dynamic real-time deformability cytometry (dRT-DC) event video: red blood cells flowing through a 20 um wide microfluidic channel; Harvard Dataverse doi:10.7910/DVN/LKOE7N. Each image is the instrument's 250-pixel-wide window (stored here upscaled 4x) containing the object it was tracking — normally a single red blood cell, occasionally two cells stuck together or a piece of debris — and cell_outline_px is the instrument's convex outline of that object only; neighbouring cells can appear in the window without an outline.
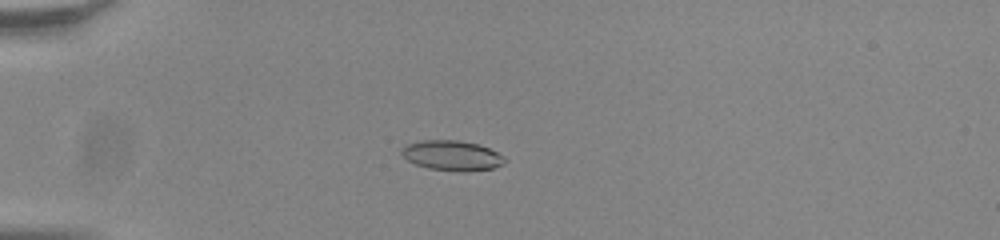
{"species": "common noctule bat (a hibernating species)", "species_latin": "Nyctalus noctula", "temperature_condition": "room temperature", "stored_images_in_passage": 56, "camera_frame_rate_fps": 3000, "um_per_image_px": 0.085, "animal": {"sex": "male", "body_mass_g": 20.0, "forearm_length_mm": 53.3}, "frame": {"image": 1, "passage_image": 17, "time_ms": 5.333, "image_size_px": [1000, 240], "cell_outline_px": [[508, 160], [504, 164], [492, 168], [468, 172], [460, 172], [428, 168], [416, 164], [408, 160], [400, 152], [408, 144], [424, 140], [456, 140], [476, 144], [488, 148], [504, 156]], "centroid_in_image_um": [38.46, 13.24], "position_along_channel_um": 46.5, "area_um2": 17.92}}
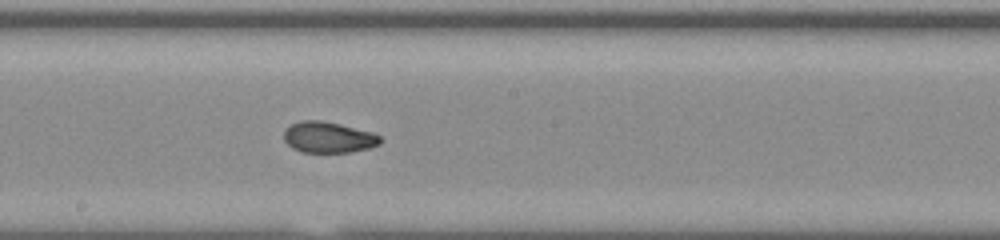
{"frame": {"image": 2, "passage_image": 33, "time_ms": 10.667, "image_size_px": [1000, 240], "cell_outline_px": [[384, 140], [380, 144], [368, 148], [348, 152], [300, 152], [292, 148], [284, 140], [284, 132], [292, 124], [300, 120], [320, 120], [340, 124], [372, 132], [380, 136]], "centroid_in_image_um": [27.92, 11.67], "position_along_channel_um": 220.3, "area_um2": 17.4}}
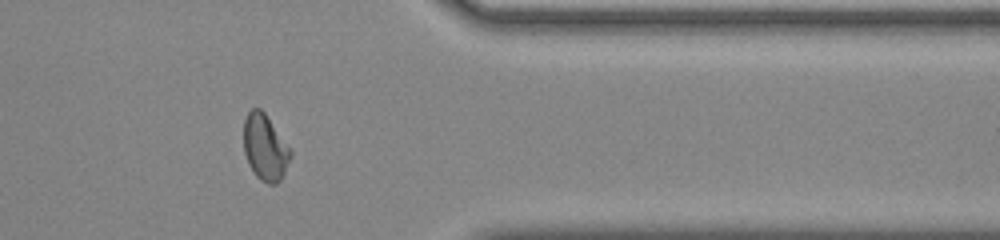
{"frame": {"image": 3, "passage_image": 47, "time_ms": 15.333, "image_size_px": [1000, 240], "cell_outline_px": [[292, 156], [280, 180], [276, 184], [268, 184], [260, 180], [256, 176], [248, 164], [244, 152], [244, 120], [248, 112], [252, 108], [260, 108], [264, 112], [292, 152]], "centroid_in_image_um": [22.51, 12.55], "position_along_channel_um": 388.9, "area_um2": 17.86}, "authors_computed_cell_mechanics": {"area_um2": 17.9469, "velocity_mm_per_s": 3.8354, "shape_relaxation_time_tau1_ms": null, "shape_relaxation_time_tau2_ms": 1.1113, "deformation_change_tau1": null, "deformation_change_tau2": 0.0493}}